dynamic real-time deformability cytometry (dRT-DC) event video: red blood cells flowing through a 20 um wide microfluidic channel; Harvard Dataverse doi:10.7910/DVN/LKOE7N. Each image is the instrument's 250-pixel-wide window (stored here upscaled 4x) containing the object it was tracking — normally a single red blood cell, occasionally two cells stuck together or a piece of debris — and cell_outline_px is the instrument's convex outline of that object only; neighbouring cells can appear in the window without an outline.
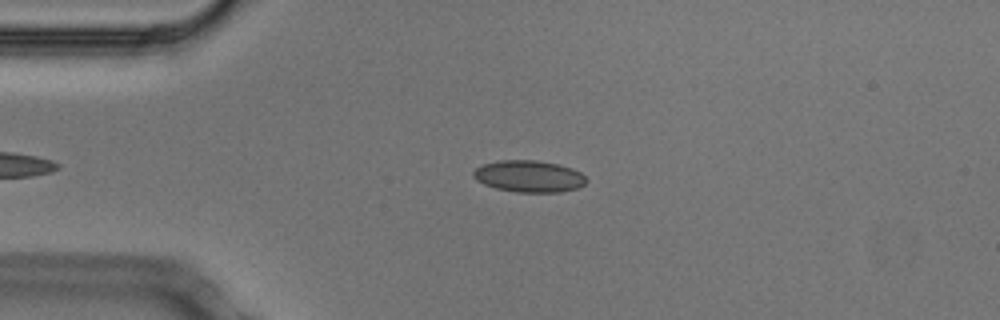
{"species": "Egyptian fruit bat (a non-hibernating species)", "species_latin": "Rousettus aegyptiacus", "temperature_condition": "cold", "stored_images_in_passage": 35, "camera_frame_rate_fps": 3000, "um_per_image_px": 0.085, "animal": {"sex": "male"}, "frame": {"image": 1, "passage_image": 3, "time_ms": 0.667, "image_size_px": [1000, 320], "cell_outline_px": [[588, 180], [584, 184], [576, 188], [560, 192], [516, 192], [496, 188], [484, 184], [476, 180], [472, 176], [472, 172], [480, 164], [500, 160], [536, 160], [556, 164], [572, 168], [580, 172]], "centroid_in_image_um": [44.92, 14.98], "position_along_channel_um": 40.1, "area_um2": 20.92}}
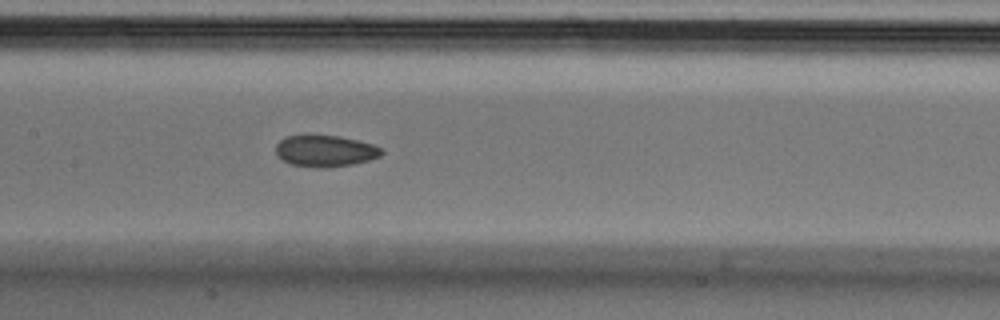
{"frame": {"image": 2, "passage_image": 16, "time_ms": 5.0, "image_size_px": [1000, 320], "cell_outline_px": [[384, 152], [380, 156], [368, 160], [352, 164], [320, 168], [292, 164], [284, 160], [276, 152], [276, 144], [284, 136], [340, 136], [360, 140], [372, 144], [380, 148]], "centroid_in_image_um": [27.66, 12.82], "position_along_channel_um": 179.7, "area_um2": 19.07}}
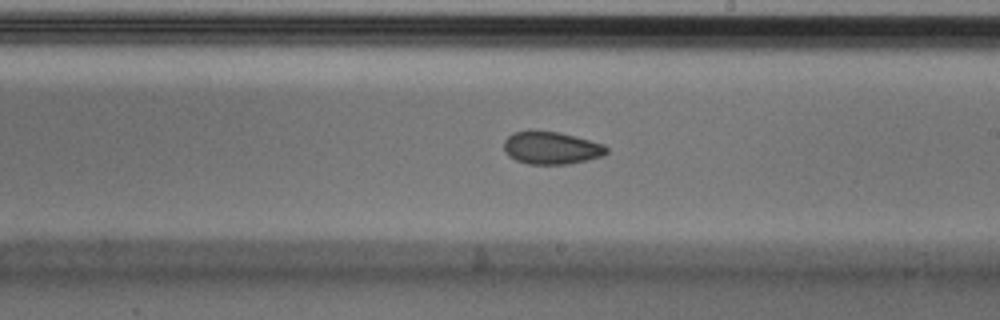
{"frame": {"image": 3, "passage_image": 21, "time_ms": 6.667, "image_size_px": [1000, 320], "cell_outline_px": [[608, 152], [604, 156], [588, 160], [568, 164], [528, 164], [516, 160], [508, 156], [504, 152], [504, 140], [512, 132], [528, 128], [532, 128], [560, 132], [604, 144], [608, 148]], "centroid_in_image_um": [46.83, 12.54], "position_along_channel_um": 242.2, "area_um2": 20.17}, "authors_computed_cell_mechanics": {"area_um2": 19.7098, "velocity_mm_per_s": 3.7551, "shape_relaxation_time_tau1_ms": 4.933, "shape_relaxation_time_tau2_ms": 4.3527, "deformation_change_tau1": 0.0864, "deformation_change_tau2": 0.0766}}